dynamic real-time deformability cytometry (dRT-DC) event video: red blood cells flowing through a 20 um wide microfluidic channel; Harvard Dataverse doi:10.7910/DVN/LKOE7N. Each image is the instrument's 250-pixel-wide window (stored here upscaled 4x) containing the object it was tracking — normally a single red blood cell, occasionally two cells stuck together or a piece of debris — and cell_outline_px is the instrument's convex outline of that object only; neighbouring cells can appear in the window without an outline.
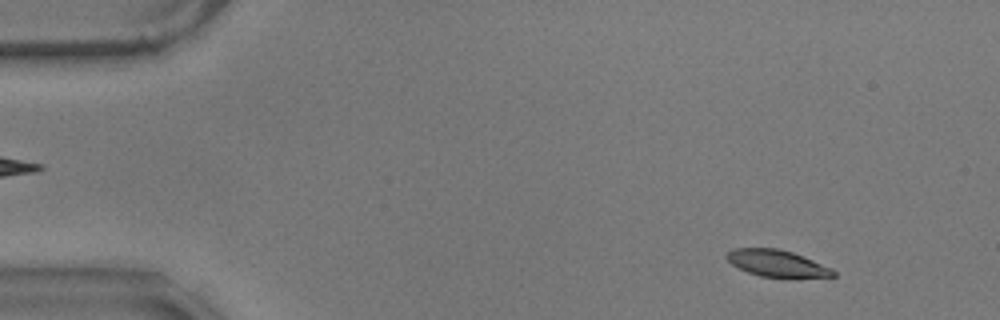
{"species": "common noctule bat (a hibernating species)", "species_latin": "Nyctalus noctula", "temperature_condition": "warm", "stored_images_in_passage": 57, "camera_frame_rate_fps": 3000, "um_per_image_px": 0.085, "animal": {"sex": "male", "body_mass_g": 17.9}, "frame": {"image": 1, "passage_image": 6, "time_ms": 1.667, "image_size_px": [1000, 320], "cell_outline_px": [[836, 276], [792, 280], [760, 276], [748, 272], [732, 264], [724, 256], [732, 248], [776, 248], [792, 252], [804, 256], [832, 268], [836, 272]], "centroid_in_image_um": [66.12, 22.43], "position_along_channel_um": 18.9, "area_um2": 17.28}}
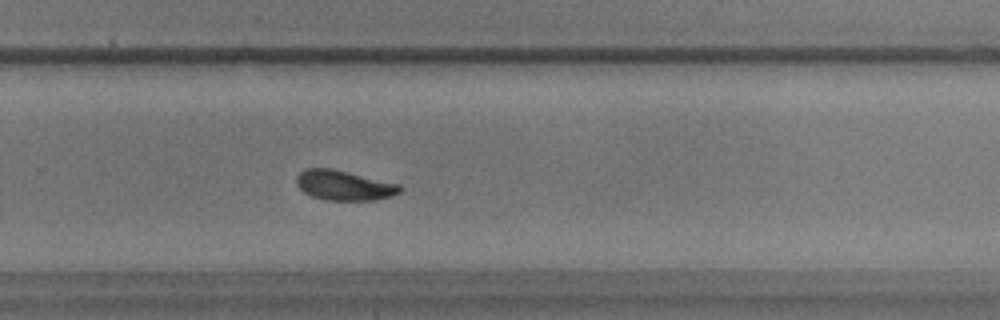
{"frame": {"image": 2, "passage_image": 38, "time_ms": 12.333, "image_size_px": [1000, 320], "cell_outline_px": [[400, 192], [392, 196], [376, 200], [324, 200], [312, 196], [304, 192], [296, 184], [296, 176], [304, 168], [332, 168], [400, 184]], "centroid_in_image_um": [29.22, 15.75], "position_along_channel_um": 300.6, "area_um2": 18.09}}
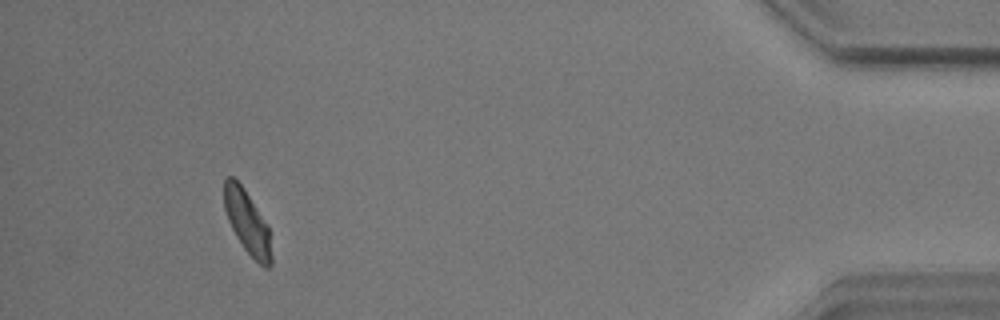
{"frame": {"image": 3, "passage_image": 53, "time_ms": 17.333, "image_size_px": [1000, 320], "cell_outline_px": [[272, 264], [268, 268], [264, 268], [244, 248], [236, 236], [228, 220], [224, 208], [224, 180], [228, 176], [232, 176], [244, 188], [268, 228], [272, 256]], "centroid_in_image_um": [21.0, 18.9], "position_along_channel_um": 414.2, "area_um2": 16.99}, "authors_computed_cell_mechanics": {"area_um2": 17.9758, "velocity_mm_per_s": 3.5341, "shape_relaxation_time_tau1_ms": 3.1501, "shape_relaxation_time_tau2_ms": 3.843, "deformation_change_tau1": 0.1089, "deformation_change_tau2": 0.095}}